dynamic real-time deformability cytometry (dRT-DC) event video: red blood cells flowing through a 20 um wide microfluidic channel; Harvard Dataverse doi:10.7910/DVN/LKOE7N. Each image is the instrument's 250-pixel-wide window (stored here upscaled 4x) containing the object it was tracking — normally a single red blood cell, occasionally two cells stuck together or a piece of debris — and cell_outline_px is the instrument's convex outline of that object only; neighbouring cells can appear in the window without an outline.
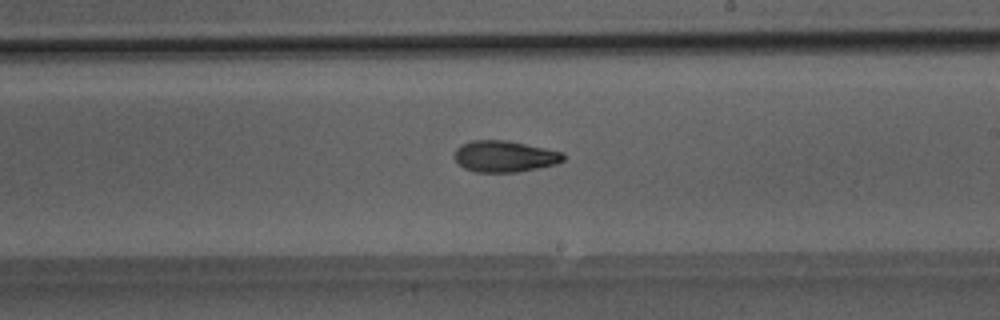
{"species": "Egyptian fruit bat (a non-hibernating species)", "species_latin": "Rousettus aegyptiacus", "temperature_condition": "room temperature", "stored_images_in_passage": 37, "camera_frame_rate_fps": 3000, "um_per_image_px": 0.085, "animal": {"sex": "male"}, "frame": {"image": 1, "passage_image": 21, "time_ms": 6.667, "image_size_px": [1000, 320], "cell_outline_px": [[564, 160], [556, 164], [516, 172], [476, 172], [464, 168], [456, 160], [456, 148], [460, 144], [472, 140], [508, 140], [564, 152]], "centroid_in_image_um": [42.9, 13.28], "position_along_channel_um": 246.1, "area_um2": 19.83}}